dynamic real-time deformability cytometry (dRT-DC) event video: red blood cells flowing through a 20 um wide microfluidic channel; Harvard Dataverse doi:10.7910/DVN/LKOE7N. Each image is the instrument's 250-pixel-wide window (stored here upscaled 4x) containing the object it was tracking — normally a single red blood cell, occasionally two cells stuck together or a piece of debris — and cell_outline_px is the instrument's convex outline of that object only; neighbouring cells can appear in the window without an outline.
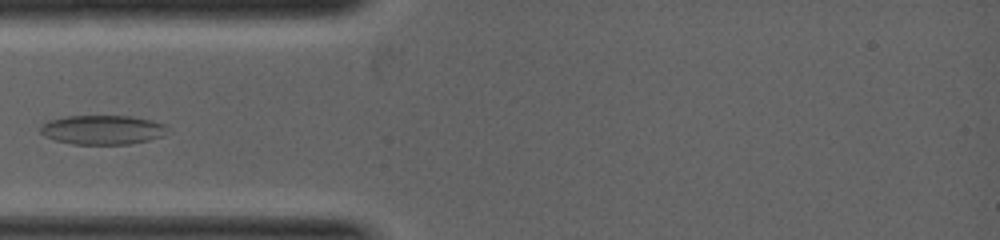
{"species": "common noctule bat (a hibernating species)", "species_latin": "Nyctalus noctula", "temperature_condition": "warm", "stored_images_in_passage": 8, "camera_frame_rate_fps": 5000, "um_per_image_px": 0.085, "animal": {"sex": "female", "body_mass_g": 19.0, "forearm_length_mm": 53.3}, "frame": {"image": 1, "passage_image": 6, "time_ms": 1.8, "image_size_px": [1000, 240], "cell_outline_px": [[172, 132], [164, 136], [148, 140], [128, 144], [72, 144], [56, 140], [44, 136], [40, 132], [40, 128], [48, 120], [64, 116], [132, 116], [152, 120], [164, 124]], "centroid_in_image_um": [8.76, 11.03], "position_along_channel_um": 76.2, "area_um2": 21.91}}
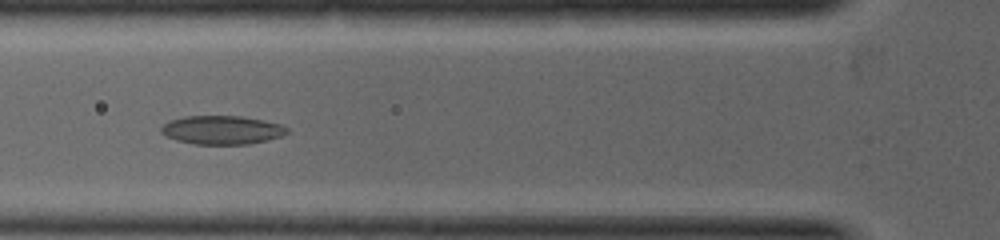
{"frame": {"image": 2, "passage_image": 7, "time_ms": 2.2, "image_size_px": [1000, 240], "cell_outline_px": [[288, 132], [280, 136], [248, 144], [192, 144], [176, 140], [164, 136], [160, 132], [160, 128], [168, 120], [184, 116], [240, 116], [264, 120], [280, 124], [288, 128]], "centroid_in_image_um": [18.8, 11.04], "position_along_channel_um": 107.0, "area_um2": 21.04}}
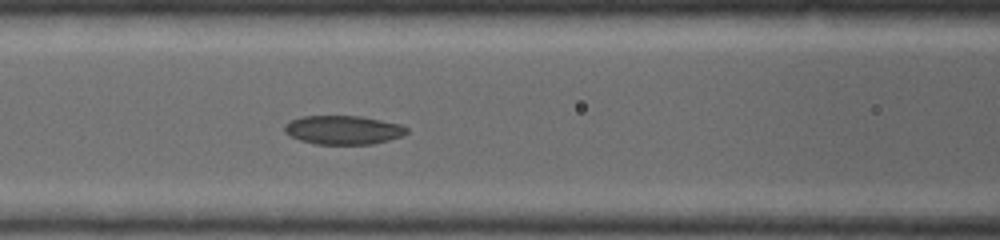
{"frame": {"image": 3, "passage_image": 8, "time_ms": 2.6, "image_size_px": [1000, 240], "cell_outline_px": [[408, 132], [404, 136], [372, 144], [316, 144], [300, 140], [288, 136], [284, 132], [284, 124], [288, 120], [300, 116], [360, 116], [400, 124], [408, 128]], "centroid_in_image_um": [29.13, 11.04], "position_along_channel_um": 137.5, "area_um2": 20.75}}